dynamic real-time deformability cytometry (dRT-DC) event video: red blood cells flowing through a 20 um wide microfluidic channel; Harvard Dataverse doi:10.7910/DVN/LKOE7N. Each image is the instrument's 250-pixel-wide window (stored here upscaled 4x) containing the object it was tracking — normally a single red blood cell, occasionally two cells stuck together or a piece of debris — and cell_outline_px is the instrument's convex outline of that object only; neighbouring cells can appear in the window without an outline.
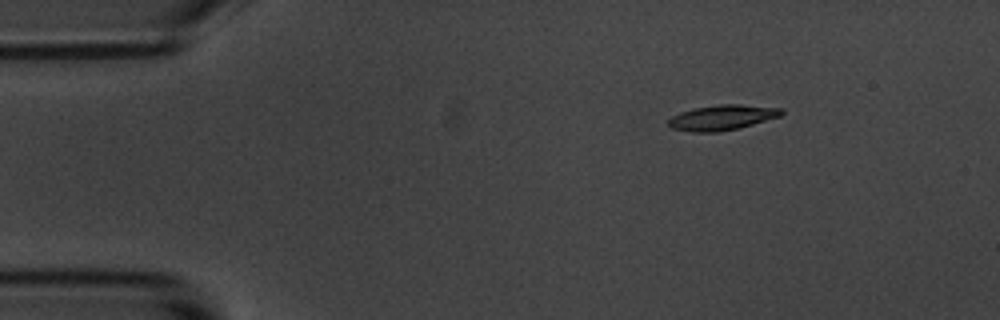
{"species": "common noctule bat (a hibernating species)", "species_latin": "Nyctalus noctula", "temperature_condition": "room temperature", "stored_images_in_passage": 13, "camera_frame_rate_fps": 3000, "um_per_image_px": 0.085, "animal": {"sex": "male", "body_mass_g": 20.1, "forearm_length_mm": 53.5}, "frame": {"image": 1, "passage_image": 3, "time_ms": 2.333, "image_size_px": [1000, 320], "cell_outline_px": [[784, 116], [740, 128], [716, 132], [692, 132], [672, 128], [668, 124], [668, 120], [672, 116], [680, 112], [692, 108], [720, 104], [740, 104], [784, 108]], "centroid_in_image_um": [61.45, 9.98], "position_along_channel_um": 23.5, "area_um2": 16.94}}
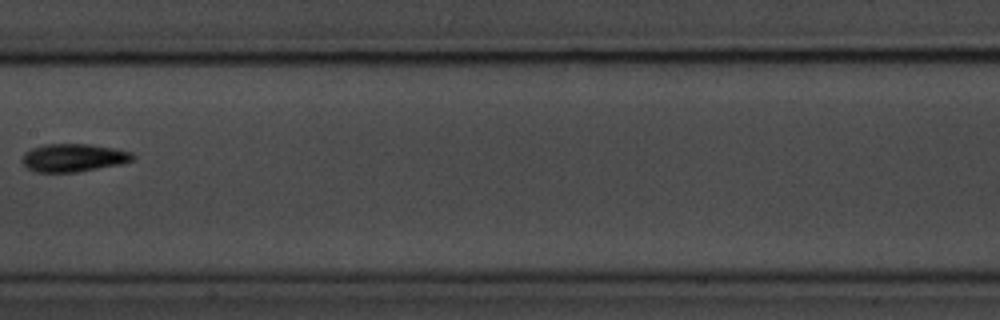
{"frame": {"image": 2, "passage_image": 8, "time_ms": 9.333, "image_size_px": [1000, 320], "cell_outline_px": [[132, 160], [120, 164], [76, 172], [36, 172], [28, 168], [20, 160], [24, 152], [32, 148], [44, 144], [92, 144], [116, 148], [132, 152]], "centroid_in_image_um": [6.21, 13.39], "position_along_channel_um": 201.2, "area_um2": 18.03}, "authors_computed_cell_mechanics": {"area_um2": 16.8198, "velocity_mm_per_s": 3.4907, "shape_relaxation_time_tau1_ms": 3.3769, "shape_relaxation_time_tau2_ms": null, "deformation_change_tau1": 0.1364, "deformation_change_tau2": null}}